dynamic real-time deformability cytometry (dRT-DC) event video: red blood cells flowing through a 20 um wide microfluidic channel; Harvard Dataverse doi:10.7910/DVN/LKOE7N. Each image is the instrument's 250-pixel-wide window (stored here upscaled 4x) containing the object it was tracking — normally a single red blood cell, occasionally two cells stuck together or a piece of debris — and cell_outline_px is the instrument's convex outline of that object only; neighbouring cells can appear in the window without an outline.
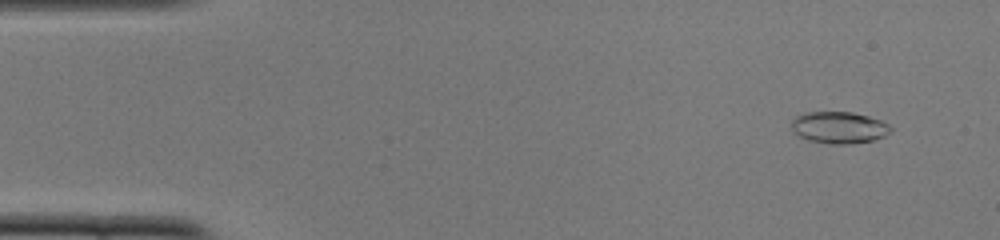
{"species": "common noctule bat (a hibernating species)", "species_latin": "Nyctalus noctula", "temperature_condition": "cold", "stored_images_in_passage": 51, "camera_frame_rate_fps": 3000, "um_per_image_px": 0.085, "animal": {"sex": "female", "body_mass_g": 22.0, "forearm_length_mm": 56.7}, "frame": {"image": 1, "passage_image": 4, "time_ms": 1.0, "image_size_px": [1000, 240], "cell_outline_px": [[892, 128], [884, 136], [872, 140], [852, 144], [832, 144], [808, 140], [792, 132], [792, 120], [796, 116], [804, 112], [852, 112], [868, 116], [880, 120], [888, 124]], "centroid_in_image_um": [71.29, 10.84], "position_along_channel_um": 13.7, "area_um2": 18.32}}
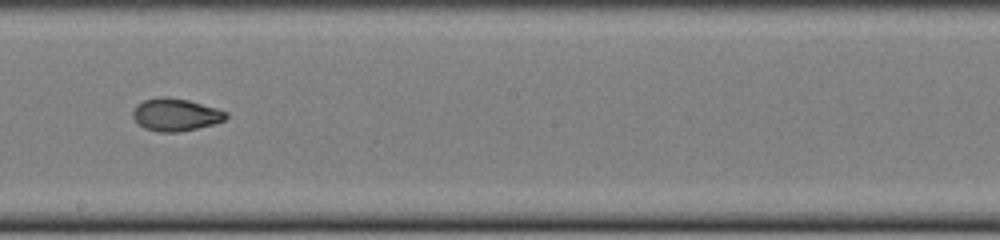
{"frame": {"image": 2, "passage_image": 29, "time_ms": 9.333, "image_size_px": [1000, 240], "cell_outline_px": [[228, 116], [224, 120], [212, 124], [196, 128], [176, 132], [160, 132], [144, 128], [132, 116], [132, 112], [136, 104], [144, 100], [160, 96], [168, 96], [188, 100], [216, 108], [228, 112]], "centroid_in_image_um": [14.91, 9.73], "position_along_channel_um": 233.3, "area_um2": 17.57}}
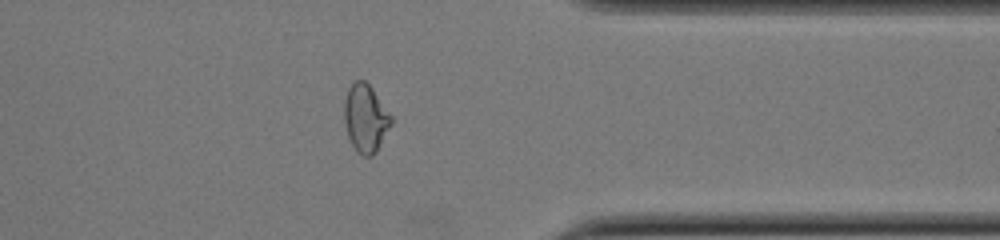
{"frame": {"image": 3, "passage_image": 41, "time_ms": 13.333, "image_size_px": [1000, 240], "cell_outline_px": [[392, 124], [376, 152], [372, 156], [364, 156], [356, 152], [348, 136], [344, 120], [344, 100], [348, 88], [356, 80], [364, 80], [372, 88], [392, 116]], "centroid_in_image_um": [31.07, 10.06], "position_along_channel_um": 380.3, "area_um2": 18.55}, "authors_computed_cell_mechanics": {"area_um2": 18.1492, "velocity_mm_per_s": 3.9098, "shape_relaxation_time_tau1_ms": null, "shape_relaxation_time_tau2_ms": 1.5676, "deformation_change_tau1": null, "deformation_change_tau2": 0.0601}}